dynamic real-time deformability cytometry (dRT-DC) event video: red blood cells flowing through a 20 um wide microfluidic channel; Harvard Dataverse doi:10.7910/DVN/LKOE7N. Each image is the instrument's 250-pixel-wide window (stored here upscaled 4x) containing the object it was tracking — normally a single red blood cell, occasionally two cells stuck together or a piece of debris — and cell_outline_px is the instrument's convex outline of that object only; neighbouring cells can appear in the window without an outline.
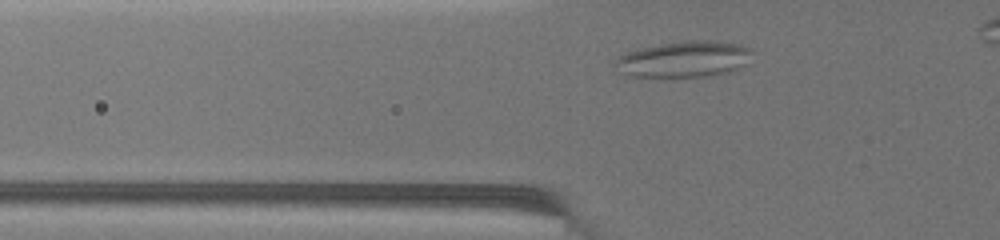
{"species": "common noctule bat (a hibernating species)", "species_latin": "Nyctalus noctula", "temperature_condition": "warm", "stored_images_in_passage": 8, "camera_frame_rate_fps": 3000, "um_per_image_px": 0.085, "animal": {"sex": "female", "body_mass_g": 19.5, "forearm_length_mm": 54.1}, "frame": {"image": 1, "passage_image": 2, "time_ms": 0.333, "image_size_px": [1000, 240], "cell_outline_px": [[752, 52], [740, 68], [732, 72], [712, 76], [628, 76], [620, 72], [612, 64], [620, 56], [628, 52], [640, 48], [660, 44], [692, 40], [708, 40], [736, 44], [752, 48]], "centroid_in_image_um": [58.13, 5.04], "position_along_channel_um": 67.7, "area_um2": 28.55}}